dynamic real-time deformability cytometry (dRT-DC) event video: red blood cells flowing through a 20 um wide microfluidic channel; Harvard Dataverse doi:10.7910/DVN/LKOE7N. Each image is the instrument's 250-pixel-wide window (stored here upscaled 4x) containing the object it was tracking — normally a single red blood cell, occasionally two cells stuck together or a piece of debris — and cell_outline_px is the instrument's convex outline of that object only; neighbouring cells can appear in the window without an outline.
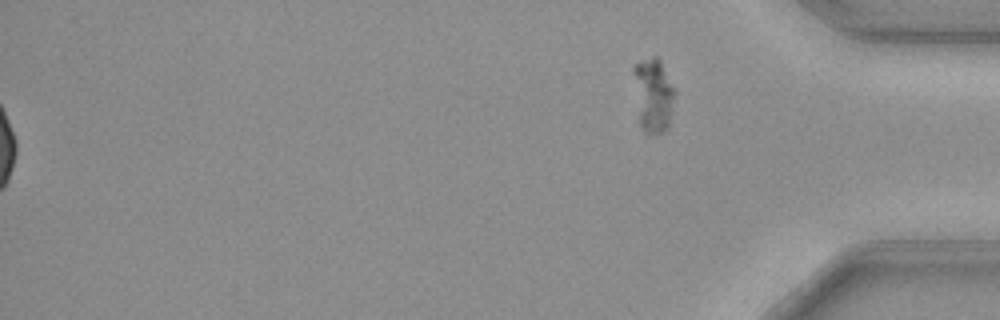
{"species": "common noctule bat (a hibernating species)", "species_latin": "Nyctalus noctula", "temperature_condition": "cold", "stored_images_in_passage": 52, "camera_frame_rate_fps": 3000, "um_per_image_px": 0.085, "animal": {"sex": "female", "body_mass_g": 29.2, "forearm_length_mm": 56.3}, "frame": {"image": 1, "passage_image": 52, "time_ms": 17.0, "image_size_px": [1000, 320], "cell_outline_px": [[676, 92], [668, 128], [660, 132], [644, 132], [640, 124], [632, 68], [636, 64], [656, 56], [660, 60], [676, 88]], "centroid_in_image_um": [55.56, 8.06], "position_along_channel_um": 379.6, "area_um2": 17.57}, "authors_computed_cell_mechanics": {"area_um2": 19.363, "velocity_mm_per_s": 3.8242, "shape_relaxation_time_tau1_ms": 5.461, "shape_relaxation_time_tau2_ms": null, "deformation_change_tau1": 0.081, "deformation_change_tau2": null}}